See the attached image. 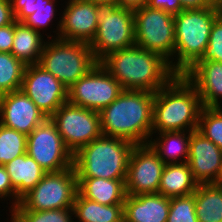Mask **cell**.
I'll return each mask as SVG.
<instances>
[{
	"label": "cell",
	"instance_id": "7402d4cb",
	"mask_svg": "<svg viewBox=\"0 0 222 222\" xmlns=\"http://www.w3.org/2000/svg\"><path fill=\"white\" fill-rule=\"evenodd\" d=\"M197 185L187 162L166 164L160 179L158 193L167 198L186 196L193 194Z\"/></svg>",
	"mask_w": 222,
	"mask_h": 222
},
{
	"label": "cell",
	"instance_id": "1f68e13d",
	"mask_svg": "<svg viewBox=\"0 0 222 222\" xmlns=\"http://www.w3.org/2000/svg\"><path fill=\"white\" fill-rule=\"evenodd\" d=\"M198 61L222 62V16L219 15L212 26L209 43Z\"/></svg>",
	"mask_w": 222,
	"mask_h": 222
},
{
	"label": "cell",
	"instance_id": "cb8c5ba5",
	"mask_svg": "<svg viewBox=\"0 0 222 222\" xmlns=\"http://www.w3.org/2000/svg\"><path fill=\"white\" fill-rule=\"evenodd\" d=\"M192 132L193 131H171L158 133L160 135L158 136L159 139L157 137L152 141L151 138L148 144L165 164L187 162L189 155V141ZM180 157H182L183 160H180Z\"/></svg>",
	"mask_w": 222,
	"mask_h": 222
},
{
	"label": "cell",
	"instance_id": "f1b7e54d",
	"mask_svg": "<svg viewBox=\"0 0 222 222\" xmlns=\"http://www.w3.org/2000/svg\"><path fill=\"white\" fill-rule=\"evenodd\" d=\"M10 212L11 222H74L73 208L29 211L19 203Z\"/></svg>",
	"mask_w": 222,
	"mask_h": 222
},
{
	"label": "cell",
	"instance_id": "836d02e7",
	"mask_svg": "<svg viewBox=\"0 0 222 222\" xmlns=\"http://www.w3.org/2000/svg\"><path fill=\"white\" fill-rule=\"evenodd\" d=\"M50 1L51 0H10V3L15 20L22 22L27 16L33 14Z\"/></svg>",
	"mask_w": 222,
	"mask_h": 222
},
{
	"label": "cell",
	"instance_id": "7bdbcfd3",
	"mask_svg": "<svg viewBox=\"0 0 222 222\" xmlns=\"http://www.w3.org/2000/svg\"><path fill=\"white\" fill-rule=\"evenodd\" d=\"M214 4H216L219 0H211Z\"/></svg>",
	"mask_w": 222,
	"mask_h": 222
},
{
	"label": "cell",
	"instance_id": "6da1fadb",
	"mask_svg": "<svg viewBox=\"0 0 222 222\" xmlns=\"http://www.w3.org/2000/svg\"><path fill=\"white\" fill-rule=\"evenodd\" d=\"M154 93L124 90L100 114L103 136L148 144L152 136Z\"/></svg>",
	"mask_w": 222,
	"mask_h": 222
},
{
	"label": "cell",
	"instance_id": "b9f144b4",
	"mask_svg": "<svg viewBox=\"0 0 222 222\" xmlns=\"http://www.w3.org/2000/svg\"><path fill=\"white\" fill-rule=\"evenodd\" d=\"M217 10H218V13L219 15L222 16V0H219L216 4H215Z\"/></svg>",
	"mask_w": 222,
	"mask_h": 222
},
{
	"label": "cell",
	"instance_id": "e575fe53",
	"mask_svg": "<svg viewBox=\"0 0 222 222\" xmlns=\"http://www.w3.org/2000/svg\"><path fill=\"white\" fill-rule=\"evenodd\" d=\"M146 6L162 10L173 16L184 10L179 0H147Z\"/></svg>",
	"mask_w": 222,
	"mask_h": 222
},
{
	"label": "cell",
	"instance_id": "4fadbf2b",
	"mask_svg": "<svg viewBox=\"0 0 222 222\" xmlns=\"http://www.w3.org/2000/svg\"><path fill=\"white\" fill-rule=\"evenodd\" d=\"M165 165L149 144L135 145L130 153L125 180L127 195L158 193Z\"/></svg>",
	"mask_w": 222,
	"mask_h": 222
},
{
	"label": "cell",
	"instance_id": "484cf974",
	"mask_svg": "<svg viewBox=\"0 0 222 222\" xmlns=\"http://www.w3.org/2000/svg\"><path fill=\"white\" fill-rule=\"evenodd\" d=\"M194 194L198 222H222V184L197 185Z\"/></svg>",
	"mask_w": 222,
	"mask_h": 222
},
{
	"label": "cell",
	"instance_id": "277c9868",
	"mask_svg": "<svg viewBox=\"0 0 222 222\" xmlns=\"http://www.w3.org/2000/svg\"><path fill=\"white\" fill-rule=\"evenodd\" d=\"M135 145L130 141L101 136L80 148L73 155L77 177L126 180L130 153Z\"/></svg>",
	"mask_w": 222,
	"mask_h": 222
},
{
	"label": "cell",
	"instance_id": "3957f363",
	"mask_svg": "<svg viewBox=\"0 0 222 222\" xmlns=\"http://www.w3.org/2000/svg\"><path fill=\"white\" fill-rule=\"evenodd\" d=\"M201 109L196 88L183 75H175L154 93L152 134L196 131Z\"/></svg>",
	"mask_w": 222,
	"mask_h": 222
},
{
	"label": "cell",
	"instance_id": "f35d334b",
	"mask_svg": "<svg viewBox=\"0 0 222 222\" xmlns=\"http://www.w3.org/2000/svg\"><path fill=\"white\" fill-rule=\"evenodd\" d=\"M184 10L214 7L211 0H179Z\"/></svg>",
	"mask_w": 222,
	"mask_h": 222
},
{
	"label": "cell",
	"instance_id": "7c38bea8",
	"mask_svg": "<svg viewBox=\"0 0 222 222\" xmlns=\"http://www.w3.org/2000/svg\"><path fill=\"white\" fill-rule=\"evenodd\" d=\"M26 153L47 173L60 172L73 166V154L66 148L50 117L27 135Z\"/></svg>",
	"mask_w": 222,
	"mask_h": 222
},
{
	"label": "cell",
	"instance_id": "9a60e30c",
	"mask_svg": "<svg viewBox=\"0 0 222 222\" xmlns=\"http://www.w3.org/2000/svg\"><path fill=\"white\" fill-rule=\"evenodd\" d=\"M187 163L198 185L220 183L222 150L197 130L191 133Z\"/></svg>",
	"mask_w": 222,
	"mask_h": 222
},
{
	"label": "cell",
	"instance_id": "7a4b0ae2",
	"mask_svg": "<svg viewBox=\"0 0 222 222\" xmlns=\"http://www.w3.org/2000/svg\"><path fill=\"white\" fill-rule=\"evenodd\" d=\"M100 63L124 90L155 93L176 75L159 54L136 45L113 51Z\"/></svg>",
	"mask_w": 222,
	"mask_h": 222
},
{
	"label": "cell",
	"instance_id": "74e56055",
	"mask_svg": "<svg viewBox=\"0 0 222 222\" xmlns=\"http://www.w3.org/2000/svg\"><path fill=\"white\" fill-rule=\"evenodd\" d=\"M15 16L12 12L10 0H0V27L12 24Z\"/></svg>",
	"mask_w": 222,
	"mask_h": 222
},
{
	"label": "cell",
	"instance_id": "5bb4252c",
	"mask_svg": "<svg viewBox=\"0 0 222 222\" xmlns=\"http://www.w3.org/2000/svg\"><path fill=\"white\" fill-rule=\"evenodd\" d=\"M21 90L46 115L51 117L67 102V88L40 65H26Z\"/></svg>",
	"mask_w": 222,
	"mask_h": 222
},
{
	"label": "cell",
	"instance_id": "8d00e7d4",
	"mask_svg": "<svg viewBox=\"0 0 222 222\" xmlns=\"http://www.w3.org/2000/svg\"><path fill=\"white\" fill-rule=\"evenodd\" d=\"M14 37V22L0 27V52L11 53Z\"/></svg>",
	"mask_w": 222,
	"mask_h": 222
},
{
	"label": "cell",
	"instance_id": "d6a6232c",
	"mask_svg": "<svg viewBox=\"0 0 222 222\" xmlns=\"http://www.w3.org/2000/svg\"><path fill=\"white\" fill-rule=\"evenodd\" d=\"M56 0H51L49 3H47L45 6L40 7L38 10H36L33 14H30L27 16L22 22L33 28L34 30L40 32V29H44L43 27L49 26L50 22L52 21V18H54L55 15V2Z\"/></svg>",
	"mask_w": 222,
	"mask_h": 222
},
{
	"label": "cell",
	"instance_id": "8992f818",
	"mask_svg": "<svg viewBox=\"0 0 222 222\" xmlns=\"http://www.w3.org/2000/svg\"><path fill=\"white\" fill-rule=\"evenodd\" d=\"M53 39L45 42L38 65L69 89L99 61L88 43Z\"/></svg>",
	"mask_w": 222,
	"mask_h": 222
},
{
	"label": "cell",
	"instance_id": "52a82bcc",
	"mask_svg": "<svg viewBox=\"0 0 222 222\" xmlns=\"http://www.w3.org/2000/svg\"><path fill=\"white\" fill-rule=\"evenodd\" d=\"M98 26L89 46L100 62L109 53L135 45L134 14L116 5L96 4Z\"/></svg>",
	"mask_w": 222,
	"mask_h": 222
},
{
	"label": "cell",
	"instance_id": "8fae6325",
	"mask_svg": "<svg viewBox=\"0 0 222 222\" xmlns=\"http://www.w3.org/2000/svg\"><path fill=\"white\" fill-rule=\"evenodd\" d=\"M123 91L121 84L99 62L67 90V101L100 112Z\"/></svg>",
	"mask_w": 222,
	"mask_h": 222
},
{
	"label": "cell",
	"instance_id": "9c48e42d",
	"mask_svg": "<svg viewBox=\"0 0 222 222\" xmlns=\"http://www.w3.org/2000/svg\"><path fill=\"white\" fill-rule=\"evenodd\" d=\"M78 192L74 167L60 172H48L25 194L20 204L29 211L72 208Z\"/></svg>",
	"mask_w": 222,
	"mask_h": 222
},
{
	"label": "cell",
	"instance_id": "ffe728a7",
	"mask_svg": "<svg viewBox=\"0 0 222 222\" xmlns=\"http://www.w3.org/2000/svg\"><path fill=\"white\" fill-rule=\"evenodd\" d=\"M4 166L10 176L13 189L16 191V206L20 203L21 198L33 189L47 173L27 153L16 157Z\"/></svg>",
	"mask_w": 222,
	"mask_h": 222
},
{
	"label": "cell",
	"instance_id": "d4e9b609",
	"mask_svg": "<svg viewBox=\"0 0 222 222\" xmlns=\"http://www.w3.org/2000/svg\"><path fill=\"white\" fill-rule=\"evenodd\" d=\"M72 208L79 222H124L123 204L102 205L84 198L79 192Z\"/></svg>",
	"mask_w": 222,
	"mask_h": 222
},
{
	"label": "cell",
	"instance_id": "ba28073f",
	"mask_svg": "<svg viewBox=\"0 0 222 222\" xmlns=\"http://www.w3.org/2000/svg\"><path fill=\"white\" fill-rule=\"evenodd\" d=\"M133 14L135 45L159 54L172 70L175 48L174 16L146 5L133 11Z\"/></svg>",
	"mask_w": 222,
	"mask_h": 222
},
{
	"label": "cell",
	"instance_id": "2e32d148",
	"mask_svg": "<svg viewBox=\"0 0 222 222\" xmlns=\"http://www.w3.org/2000/svg\"><path fill=\"white\" fill-rule=\"evenodd\" d=\"M46 115L20 89L0 96V124L29 135Z\"/></svg>",
	"mask_w": 222,
	"mask_h": 222
},
{
	"label": "cell",
	"instance_id": "ab89813d",
	"mask_svg": "<svg viewBox=\"0 0 222 222\" xmlns=\"http://www.w3.org/2000/svg\"><path fill=\"white\" fill-rule=\"evenodd\" d=\"M146 3L147 0H116V6L132 11L143 7Z\"/></svg>",
	"mask_w": 222,
	"mask_h": 222
},
{
	"label": "cell",
	"instance_id": "4dcf8cb0",
	"mask_svg": "<svg viewBox=\"0 0 222 222\" xmlns=\"http://www.w3.org/2000/svg\"><path fill=\"white\" fill-rule=\"evenodd\" d=\"M167 222H198L194 194L170 198Z\"/></svg>",
	"mask_w": 222,
	"mask_h": 222
},
{
	"label": "cell",
	"instance_id": "ac0fdd59",
	"mask_svg": "<svg viewBox=\"0 0 222 222\" xmlns=\"http://www.w3.org/2000/svg\"><path fill=\"white\" fill-rule=\"evenodd\" d=\"M183 76L198 91L202 107H221L222 62L197 61Z\"/></svg>",
	"mask_w": 222,
	"mask_h": 222
},
{
	"label": "cell",
	"instance_id": "d590c367",
	"mask_svg": "<svg viewBox=\"0 0 222 222\" xmlns=\"http://www.w3.org/2000/svg\"><path fill=\"white\" fill-rule=\"evenodd\" d=\"M13 197L12 199L14 202L12 204V207L10 208H15L16 207V191L13 189L10 176L7 173V170L5 166L0 165V198H6V197Z\"/></svg>",
	"mask_w": 222,
	"mask_h": 222
},
{
	"label": "cell",
	"instance_id": "ee69618b",
	"mask_svg": "<svg viewBox=\"0 0 222 222\" xmlns=\"http://www.w3.org/2000/svg\"><path fill=\"white\" fill-rule=\"evenodd\" d=\"M220 183L222 184V174H221V177H220Z\"/></svg>",
	"mask_w": 222,
	"mask_h": 222
},
{
	"label": "cell",
	"instance_id": "60d3db41",
	"mask_svg": "<svg viewBox=\"0 0 222 222\" xmlns=\"http://www.w3.org/2000/svg\"><path fill=\"white\" fill-rule=\"evenodd\" d=\"M90 1L95 4H109V5H116V0H86Z\"/></svg>",
	"mask_w": 222,
	"mask_h": 222
},
{
	"label": "cell",
	"instance_id": "e0dca14e",
	"mask_svg": "<svg viewBox=\"0 0 222 222\" xmlns=\"http://www.w3.org/2000/svg\"><path fill=\"white\" fill-rule=\"evenodd\" d=\"M61 18L56 38L88 44L93 40L98 26L95 3L69 0Z\"/></svg>",
	"mask_w": 222,
	"mask_h": 222
},
{
	"label": "cell",
	"instance_id": "5b68a950",
	"mask_svg": "<svg viewBox=\"0 0 222 222\" xmlns=\"http://www.w3.org/2000/svg\"><path fill=\"white\" fill-rule=\"evenodd\" d=\"M219 16L216 6L183 10L174 15L175 48L172 71L183 75L203 56L215 19ZM177 56V57H176Z\"/></svg>",
	"mask_w": 222,
	"mask_h": 222
},
{
	"label": "cell",
	"instance_id": "44dd1931",
	"mask_svg": "<svg viewBox=\"0 0 222 222\" xmlns=\"http://www.w3.org/2000/svg\"><path fill=\"white\" fill-rule=\"evenodd\" d=\"M78 192L88 200L102 205L123 204L126 198L125 180L77 177Z\"/></svg>",
	"mask_w": 222,
	"mask_h": 222
},
{
	"label": "cell",
	"instance_id": "4316f807",
	"mask_svg": "<svg viewBox=\"0 0 222 222\" xmlns=\"http://www.w3.org/2000/svg\"><path fill=\"white\" fill-rule=\"evenodd\" d=\"M25 67L12 53L0 52V96L21 89Z\"/></svg>",
	"mask_w": 222,
	"mask_h": 222
},
{
	"label": "cell",
	"instance_id": "603a6c76",
	"mask_svg": "<svg viewBox=\"0 0 222 222\" xmlns=\"http://www.w3.org/2000/svg\"><path fill=\"white\" fill-rule=\"evenodd\" d=\"M42 37L40 32L15 20L11 53L25 65L38 64L45 44Z\"/></svg>",
	"mask_w": 222,
	"mask_h": 222
},
{
	"label": "cell",
	"instance_id": "d6986e66",
	"mask_svg": "<svg viewBox=\"0 0 222 222\" xmlns=\"http://www.w3.org/2000/svg\"><path fill=\"white\" fill-rule=\"evenodd\" d=\"M124 222H167L170 198L160 193L126 195Z\"/></svg>",
	"mask_w": 222,
	"mask_h": 222
},
{
	"label": "cell",
	"instance_id": "83f0119b",
	"mask_svg": "<svg viewBox=\"0 0 222 222\" xmlns=\"http://www.w3.org/2000/svg\"><path fill=\"white\" fill-rule=\"evenodd\" d=\"M27 135L0 124V165L26 153Z\"/></svg>",
	"mask_w": 222,
	"mask_h": 222
},
{
	"label": "cell",
	"instance_id": "f546056e",
	"mask_svg": "<svg viewBox=\"0 0 222 222\" xmlns=\"http://www.w3.org/2000/svg\"><path fill=\"white\" fill-rule=\"evenodd\" d=\"M197 131L222 150V108L202 107Z\"/></svg>",
	"mask_w": 222,
	"mask_h": 222
},
{
	"label": "cell",
	"instance_id": "30bf717a",
	"mask_svg": "<svg viewBox=\"0 0 222 222\" xmlns=\"http://www.w3.org/2000/svg\"><path fill=\"white\" fill-rule=\"evenodd\" d=\"M66 148L74 155L80 148L102 136L100 114L65 102L50 117Z\"/></svg>",
	"mask_w": 222,
	"mask_h": 222
}]
</instances>
